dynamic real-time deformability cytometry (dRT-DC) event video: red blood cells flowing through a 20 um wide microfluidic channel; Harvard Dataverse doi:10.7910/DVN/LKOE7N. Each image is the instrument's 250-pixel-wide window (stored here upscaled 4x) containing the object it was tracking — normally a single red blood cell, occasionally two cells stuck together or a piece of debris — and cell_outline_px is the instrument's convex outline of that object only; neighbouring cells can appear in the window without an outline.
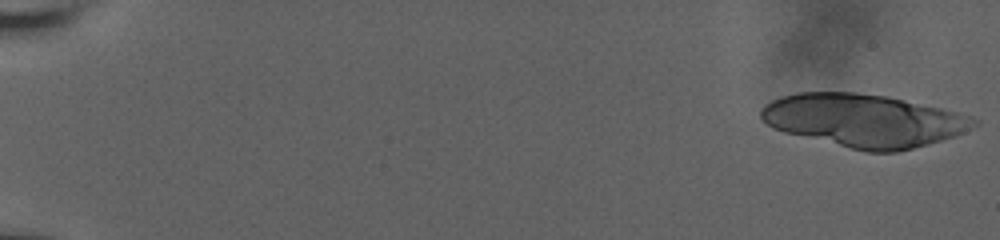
{"species": "human", "species_latin": "Homo sapiens", "temperature_condition": "room temperature", "stored_images_in_passage": 32, "camera_frame_rate_fps": 3000, "um_per_image_px": 0.085, "donor": {"sex": "male"}, "frame": {"image": 1, "passage_image": 1, "time_ms": 0.0, "image_size_px": [1000, 240], "cell_outline_px": [[980, 124], [956, 136], [928, 144], [896, 152], [864, 152], [784, 132], [772, 128], [760, 116], [760, 108], [764, 104], [772, 100], [784, 96], [800, 92], [856, 92], [888, 96], [940, 108], [972, 116], [980, 120]], "centroid_in_image_um": [73.45, 10.24], "position_along_channel_um": 11.6, "area_um2": 65.83}}